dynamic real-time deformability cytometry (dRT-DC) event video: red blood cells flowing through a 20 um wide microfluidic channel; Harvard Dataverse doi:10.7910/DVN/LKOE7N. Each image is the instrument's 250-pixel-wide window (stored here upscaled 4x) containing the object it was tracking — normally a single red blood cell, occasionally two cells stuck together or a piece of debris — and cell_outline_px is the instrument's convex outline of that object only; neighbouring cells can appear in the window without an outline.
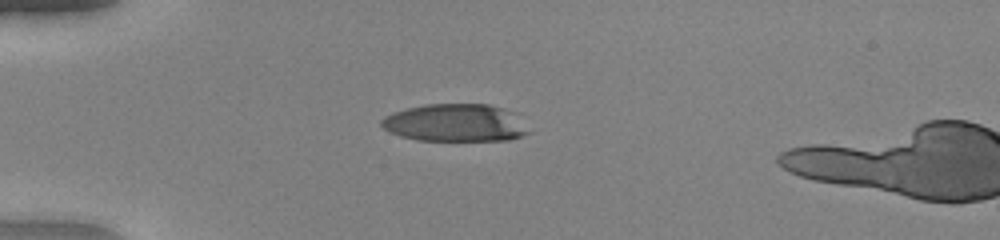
{"species": "human", "species_latin": "Homo sapiens", "temperature_condition": "warm", "stored_images_in_passage": 4, "camera_frame_rate_fps": 3000, "um_per_image_px": 0.085, "donor": {"sex": "female"}, "frame": {"image": 1, "passage_image": 1, "time_ms": 0.0, "image_size_px": [1000, 240], "cell_outline_px": [[532, 132], [524, 136], [508, 140], [416, 140], [400, 136], [388, 132], [380, 124], [380, 120], [384, 116], [392, 112], [424, 104], [488, 104], [504, 108], [516, 112]], "centroid_in_image_um": [38.74, 10.44], "position_along_channel_um": 46.3, "area_um2": 32.77}}